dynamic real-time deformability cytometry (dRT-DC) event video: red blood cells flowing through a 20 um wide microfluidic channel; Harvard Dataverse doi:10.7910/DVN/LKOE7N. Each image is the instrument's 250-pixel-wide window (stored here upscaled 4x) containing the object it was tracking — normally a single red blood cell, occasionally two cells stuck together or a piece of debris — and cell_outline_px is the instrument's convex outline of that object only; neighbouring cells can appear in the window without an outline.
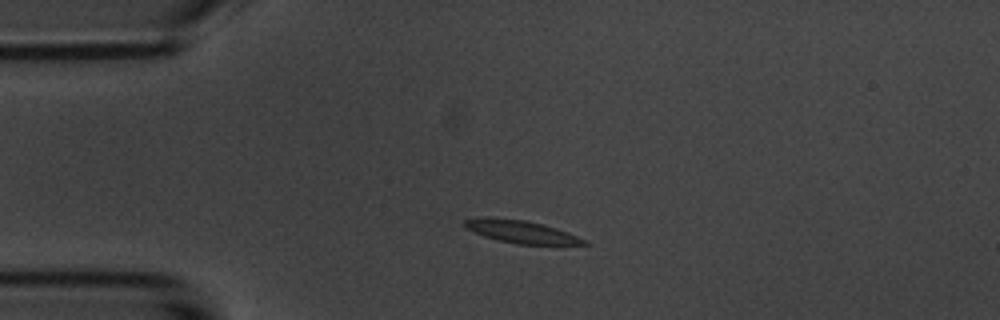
{"species": "common noctule bat (a hibernating species)", "species_latin": "Nyctalus noctula", "temperature_condition": "room temperature", "stored_images_in_passage": 5, "camera_frame_rate_fps": 3000, "um_per_image_px": 0.085, "animal": {"sex": "male", "body_mass_g": 20.1, "forearm_length_mm": 53.5}, "frame": {"image": 1, "passage_image": 3, "time_ms": 2.333, "image_size_px": [1000, 320], "cell_outline_px": [[588, 244], [516, 244], [484, 236], [464, 228], [464, 220], [484, 216], [524, 220], [556, 228], [568, 232], [588, 240]], "centroid_in_image_um": [44.27, 19.68], "position_along_channel_um": 40.7, "area_um2": 15.61}}